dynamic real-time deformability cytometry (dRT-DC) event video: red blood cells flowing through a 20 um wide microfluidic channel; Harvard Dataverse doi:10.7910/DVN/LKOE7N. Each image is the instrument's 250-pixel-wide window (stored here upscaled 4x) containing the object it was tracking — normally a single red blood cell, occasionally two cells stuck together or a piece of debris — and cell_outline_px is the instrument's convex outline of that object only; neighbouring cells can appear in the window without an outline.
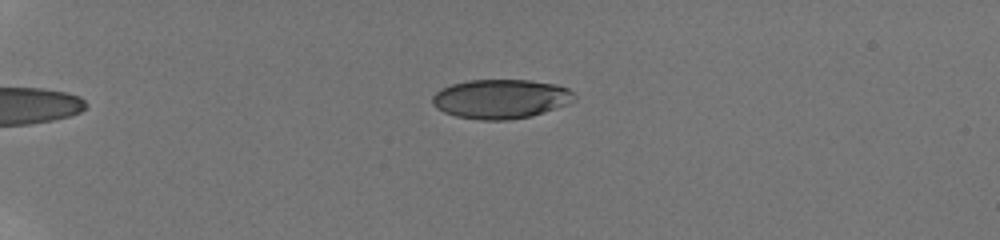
{"species": "human", "species_latin": "Homo sapiens", "temperature_condition": "room temperature", "stored_images_in_passage": 17, "camera_frame_rate_fps": 3000, "um_per_image_px": 0.085, "donor": {"sex": "male"}, "frame": {"image": 1, "passage_image": 8, "time_ms": 4.667, "image_size_px": [1000, 240], "cell_outline_px": [[576, 100], [568, 104], [532, 116], [508, 120], [480, 120], [456, 116], [444, 112], [436, 108], [432, 104], [432, 96], [440, 88], [452, 84], [468, 80], [528, 80], [556, 84], [568, 88], [576, 96]], "centroid_in_image_um": [42.57, 8.41], "position_along_channel_um": 42.4, "area_um2": 32.71}}
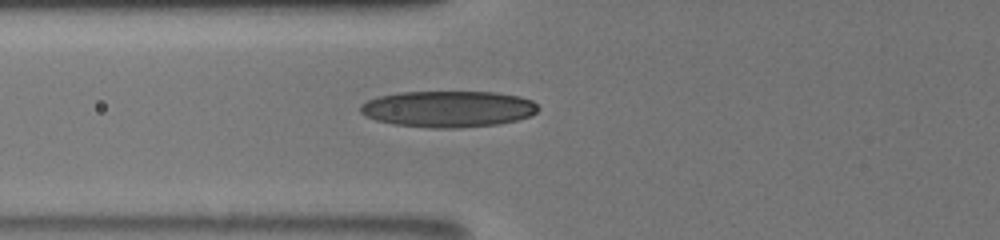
{"frame": {"image": 2, "passage_image": 12, "time_ms": 7.667, "image_size_px": [1000, 240], "cell_outline_px": [[540, 108], [536, 112], [528, 116], [516, 120], [496, 124], [460, 128], [428, 128], [392, 124], [376, 120], [364, 116], [360, 112], [360, 104], [368, 100], [380, 96], [400, 92], [496, 92], [520, 96], [532, 100]], "centroid_in_image_um": [38.07, 9.26], "position_along_channel_um": 87.7, "area_um2": 37.8}}
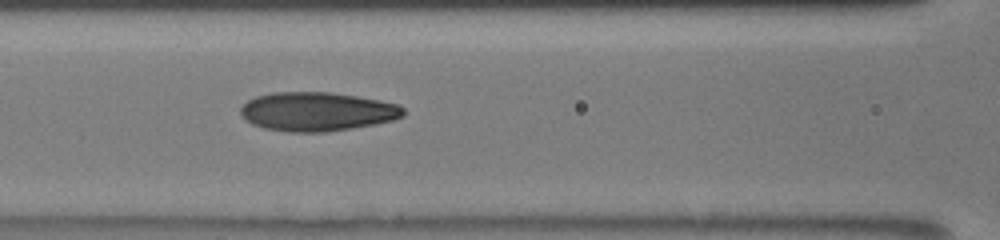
{"frame": {"image": 3, "passage_image": 14, "time_ms": 9.0, "image_size_px": [1000, 240], "cell_outline_px": [[404, 116], [392, 120], [376, 124], [328, 132], [288, 132], [264, 128], [252, 124], [244, 120], [240, 116], [240, 108], [248, 100], [256, 96], [272, 92], [328, 92], [356, 96], [380, 100], [396, 104], [404, 108]], "centroid_in_image_um": [26.92, 9.49], "position_along_channel_um": 139.7, "area_um2": 37.11}}